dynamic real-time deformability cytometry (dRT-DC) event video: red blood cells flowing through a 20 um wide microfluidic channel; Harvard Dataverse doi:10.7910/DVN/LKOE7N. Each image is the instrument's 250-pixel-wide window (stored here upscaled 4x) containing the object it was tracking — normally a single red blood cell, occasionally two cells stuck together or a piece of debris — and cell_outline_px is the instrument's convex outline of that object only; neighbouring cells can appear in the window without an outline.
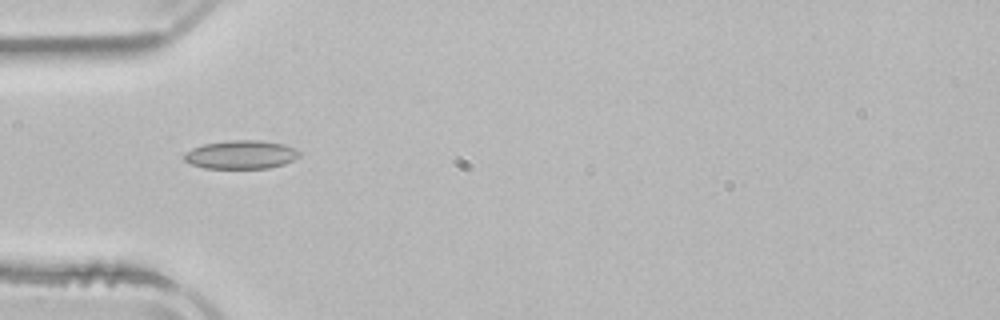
{"species": "common noctule bat (a hibernating species)", "species_latin": "Nyctalus noctula", "temperature_condition": "room temperature", "stored_images_in_passage": 5, "camera_frame_rate_fps": 3000, "um_per_image_px": 0.085, "animal": {"sex": "male", "body_mass_g": 21.5, "forearm_length_mm": 52.0}, "frame": {"image": 1, "passage_image": 4, "time_ms": 3.667, "image_size_px": [1000, 320], "cell_outline_px": [[300, 156], [284, 164], [268, 168], [204, 168], [192, 164], [184, 160], [184, 152], [192, 148], [204, 144], [228, 140], [260, 140], [284, 144], [296, 148], [300, 152]], "centroid_in_image_um": [20.49, 13.13], "position_along_channel_um": 64.5, "area_um2": 19.19}}
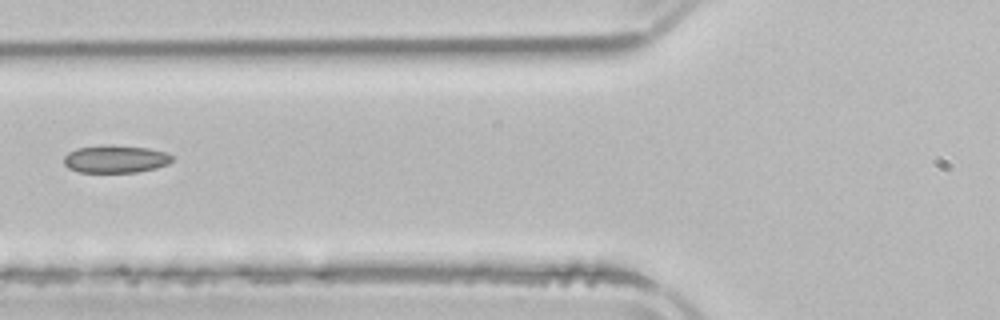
{"frame": {"image": 2, "passage_image": 5, "time_ms": 5.0, "image_size_px": [1000, 320], "cell_outline_px": [[172, 160], [168, 164], [156, 168], [136, 172], [80, 172], [68, 168], [64, 164], [64, 156], [68, 152], [76, 148], [112, 144], [148, 148], [164, 152], [172, 156]], "centroid_in_image_um": [9.79, 13.51], "position_along_channel_um": 116.0, "area_um2": 17.46}}